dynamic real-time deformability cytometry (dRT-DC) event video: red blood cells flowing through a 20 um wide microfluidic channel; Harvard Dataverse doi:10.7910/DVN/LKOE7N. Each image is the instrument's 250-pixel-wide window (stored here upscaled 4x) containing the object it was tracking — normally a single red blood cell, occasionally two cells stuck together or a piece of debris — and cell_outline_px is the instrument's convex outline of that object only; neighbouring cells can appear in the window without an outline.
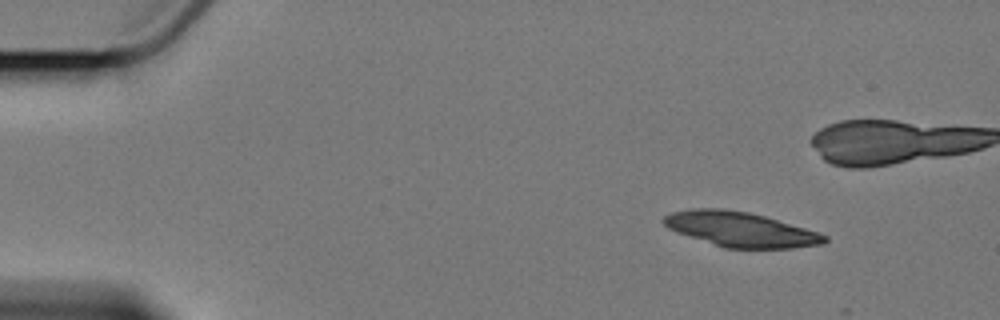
{"species": "Egyptian fruit bat (a non-hibernating species)", "species_latin": "Rousettus aegyptiacus", "temperature_condition": "cold", "stored_images_in_passage": 4, "camera_frame_rate_fps": 3000, "um_per_image_px": 0.085, "animal": {"sex": "female"}, "frame": {"image": 1, "passage_image": 1, "time_ms": 0.0, "image_size_px": [1000, 320], "cell_outline_px": [[828, 240], [824, 244], [792, 248], [724, 248], [676, 232], [668, 228], [664, 224], [664, 216], [672, 212], [692, 208], [724, 208], [748, 212], [764, 216], [804, 228], [828, 236]], "centroid_in_image_um": [62.92, 19.49], "position_along_channel_um": 22.1, "area_um2": 32.43}}